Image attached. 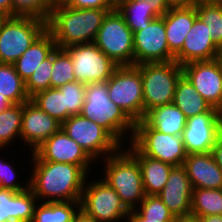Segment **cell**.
Instances as JSON below:
<instances>
[{"instance_id":"cell-1","label":"cell","mask_w":222,"mask_h":222,"mask_svg":"<svg viewBox=\"0 0 222 222\" xmlns=\"http://www.w3.org/2000/svg\"><path fill=\"white\" fill-rule=\"evenodd\" d=\"M30 154L29 188L38 201H81L90 174L79 165L42 161L34 152Z\"/></svg>"},{"instance_id":"cell-2","label":"cell","mask_w":222,"mask_h":222,"mask_svg":"<svg viewBox=\"0 0 222 222\" xmlns=\"http://www.w3.org/2000/svg\"><path fill=\"white\" fill-rule=\"evenodd\" d=\"M113 9H76L57 4L52 7L47 30L53 35L57 48L93 43L101 24Z\"/></svg>"},{"instance_id":"cell-3","label":"cell","mask_w":222,"mask_h":222,"mask_svg":"<svg viewBox=\"0 0 222 222\" xmlns=\"http://www.w3.org/2000/svg\"><path fill=\"white\" fill-rule=\"evenodd\" d=\"M81 115L105 128L122 146L131 142L133 138L135 123L110 100L107 82L86 84Z\"/></svg>"},{"instance_id":"cell-4","label":"cell","mask_w":222,"mask_h":222,"mask_svg":"<svg viewBox=\"0 0 222 222\" xmlns=\"http://www.w3.org/2000/svg\"><path fill=\"white\" fill-rule=\"evenodd\" d=\"M125 146L103 159L104 171L101 172V178L117 192L122 203L130 211L140 204L146 194L140 165Z\"/></svg>"},{"instance_id":"cell-5","label":"cell","mask_w":222,"mask_h":222,"mask_svg":"<svg viewBox=\"0 0 222 222\" xmlns=\"http://www.w3.org/2000/svg\"><path fill=\"white\" fill-rule=\"evenodd\" d=\"M141 72L145 114L158 106L173 103L175 88L183 75L175 60L135 65Z\"/></svg>"},{"instance_id":"cell-6","label":"cell","mask_w":222,"mask_h":222,"mask_svg":"<svg viewBox=\"0 0 222 222\" xmlns=\"http://www.w3.org/2000/svg\"><path fill=\"white\" fill-rule=\"evenodd\" d=\"M93 43L118 66L134 65L133 32L117 8L105 16Z\"/></svg>"},{"instance_id":"cell-7","label":"cell","mask_w":222,"mask_h":222,"mask_svg":"<svg viewBox=\"0 0 222 222\" xmlns=\"http://www.w3.org/2000/svg\"><path fill=\"white\" fill-rule=\"evenodd\" d=\"M46 29L38 18L7 17L0 26V63L14 64Z\"/></svg>"},{"instance_id":"cell-8","label":"cell","mask_w":222,"mask_h":222,"mask_svg":"<svg viewBox=\"0 0 222 222\" xmlns=\"http://www.w3.org/2000/svg\"><path fill=\"white\" fill-rule=\"evenodd\" d=\"M108 96L134 122L143 120V90L140 70L135 66H118L106 81Z\"/></svg>"},{"instance_id":"cell-9","label":"cell","mask_w":222,"mask_h":222,"mask_svg":"<svg viewBox=\"0 0 222 222\" xmlns=\"http://www.w3.org/2000/svg\"><path fill=\"white\" fill-rule=\"evenodd\" d=\"M61 128L98 163L122 147L105 128L82 115L70 116Z\"/></svg>"},{"instance_id":"cell-10","label":"cell","mask_w":222,"mask_h":222,"mask_svg":"<svg viewBox=\"0 0 222 222\" xmlns=\"http://www.w3.org/2000/svg\"><path fill=\"white\" fill-rule=\"evenodd\" d=\"M131 143L145 156L182 166L187 158L182 135L161 133L150 127L144 120L135 123Z\"/></svg>"},{"instance_id":"cell-11","label":"cell","mask_w":222,"mask_h":222,"mask_svg":"<svg viewBox=\"0 0 222 222\" xmlns=\"http://www.w3.org/2000/svg\"><path fill=\"white\" fill-rule=\"evenodd\" d=\"M89 180H86L82 192L81 210L96 222L126 220L129 210L122 203L117 192L101 178V175L99 179Z\"/></svg>"},{"instance_id":"cell-12","label":"cell","mask_w":222,"mask_h":222,"mask_svg":"<svg viewBox=\"0 0 222 222\" xmlns=\"http://www.w3.org/2000/svg\"><path fill=\"white\" fill-rule=\"evenodd\" d=\"M64 50L73 61V72L80 83L106 82L118 67L94 43L71 45Z\"/></svg>"},{"instance_id":"cell-13","label":"cell","mask_w":222,"mask_h":222,"mask_svg":"<svg viewBox=\"0 0 222 222\" xmlns=\"http://www.w3.org/2000/svg\"><path fill=\"white\" fill-rule=\"evenodd\" d=\"M133 40L134 65L175 60L166 39L165 14L153 19L145 29L133 32Z\"/></svg>"},{"instance_id":"cell-14","label":"cell","mask_w":222,"mask_h":222,"mask_svg":"<svg viewBox=\"0 0 222 222\" xmlns=\"http://www.w3.org/2000/svg\"><path fill=\"white\" fill-rule=\"evenodd\" d=\"M221 133L222 120L217 108L188 118L182 133L187 154L210 153Z\"/></svg>"},{"instance_id":"cell-15","label":"cell","mask_w":222,"mask_h":222,"mask_svg":"<svg viewBox=\"0 0 222 222\" xmlns=\"http://www.w3.org/2000/svg\"><path fill=\"white\" fill-rule=\"evenodd\" d=\"M34 153L42 161L79 165L88 174L92 172V166L97 164L62 128L41 144Z\"/></svg>"},{"instance_id":"cell-16","label":"cell","mask_w":222,"mask_h":222,"mask_svg":"<svg viewBox=\"0 0 222 222\" xmlns=\"http://www.w3.org/2000/svg\"><path fill=\"white\" fill-rule=\"evenodd\" d=\"M183 75L212 107H222V70L216 59L182 66Z\"/></svg>"},{"instance_id":"cell-17","label":"cell","mask_w":222,"mask_h":222,"mask_svg":"<svg viewBox=\"0 0 222 222\" xmlns=\"http://www.w3.org/2000/svg\"><path fill=\"white\" fill-rule=\"evenodd\" d=\"M60 128V122L43 112L31 100L23 103L20 143L23 142L25 148L29 146L31 153Z\"/></svg>"},{"instance_id":"cell-18","label":"cell","mask_w":222,"mask_h":222,"mask_svg":"<svg viewBox=\"0 0 222 222\" xmlns=\"http://www.w3.org/2000/svg\"><path fill=\"white\" fill-rule=\"evenodd\" d=\"M193 185L183 166H174L163 189L157 194L175 217L191 215Z\"/></svg>"},{"instance_id":"cell-19","label":"cell","mask_w":222,"mask_h":222,"mask_svg":"<svg viewBox=\"0 0 222 222\" xmlns=\"http://www.w3.org/2000/svg\"><path fill=\"white\" fill-rule=\"evenodd\" d=\"M218 47L210 38L206 23L198 16L185 37L182 49L175 55V61L183 66L195 61L216 59Z\"/></svg>"},{"instance_id":"cell-20","label":"cell","mask_w":222,"mask_h":222,"mask_svg":"<svg viewBox=\"0 0 222 222\" xmlns=\"http://www.w3.org/2000/svg\"><path fill=\"white\" fill-rule=\"evenodd\" d=\"M182 166L193 188L222 189V170L211 152L188 154Z\"/></svg>"},{"instance_id":"cell-21","label":"cell","mask_w":222,"mask_h":222,"mask_svg":"<svg viewBox=\"0 0 222 222\" xmlns=\"http://www.w3.org/2000/svg\"><path fill=\"white\" fill-rule=\"evenodd\" d=\"M37 203L30 188L18 193L0 187V222H32Z\"/></svg>"},{"instance_id":"cell-22","label":"cell","mask_w":222,"mask_h":222,"mask_svg":"<svg viewBox=\"0 0 222 222\" xmlns=\"http://www.w3.org/2000/svg\"><path fill=\"white\" fill-rule=\"evenodd\" d=\"M198 16L195 3L186 7H171L165 13V30L169 51L175 56Z\"/></svg>"},{"instance_id":"cell-23","label":"cell","mask_w":222,"mask_h":222,"mask_svg":"<svg viewBox=\"0 0 222 222\" xmlns=\"http://www.w3.org/2000/svg\"><path fill=\"white\" fill-rule=\"evenodd\" d=\"M125 147L138 161L146 195H157L165 186L174 167L169 163L143 155L131 142Z\"/></svg>"},{"instance_id":"cell-24","label":"cell","mask_w":222,"mask_h":222,"mask_svg":"<svg viewBox=\"0 0 222 222\" xmlns=\"http://www.w3.org/2000/svg\"><path fill=\"white\" fill-rule=\"evenodd\" d=\"M56 48L53 35L46 29L13 64L21 79L26 82L40 63Z\"/></svg>"},{"instance_id":"cell-25","label":"cell","mask_w":222,"mask_h":222,"mask_svg":"<svg viewBox=\"0 0 222 222\" xmlns=\"http://www.w3.org/2000/svg\"><path fill=\"white\" fill-rule=\"evenodd\" d=\"M143 120L155 130L170 135H182L187 122L185 114L174 103L149 110Z\"/></svg>"},{"instance_id":"cell-26","label":"cell","mask_w":222,"mask_h":222,"mask_svg":"<svg viewBox=\"0 0 222 222\" xmlns=\"http://www.w3.org/2000/svg\"><path fill=\"white\" fill-rule=\"evenodd\" d=\"M173 103L185 114L187 119L208 112L213 108L184 75L176 84Z\"/></svg>"},{"instance_id":"cell-27","label":"cell","mask_w":222,"mask_h":222,"mask_svg":"<svg viewBox=\"0 0 222 222\" xmlns=\"http://www.w3.org/2000/svg\"><path fill=\"white\" fill-rule=\"evenodd\" d=\"M80 210V201H38L34 208L32 222H73L74 217Z\"/></svg>"},{"instance_id":"cell-28","label":"cell","mask_w":222,"mask_h":222,"mask_svg":"<svg viewBox=\"0 0 222 222\" xmlns=\"http://www.w3.org/2000/svg\"><path fill=\"white\" fill-rule=\"evenodd\" d=\"M116 8L132 32L145 29L153 19L157 18L147 1L120 0Z\"/></svg>"},{"instance_id":"cell-29","label":"cell","mask_w":222,"mask_h":222,"mask_svg":"<svg viewBox=\"0 0 222 222\" xmlns=\"http://www.w3.org/2000/svg\"><path fill=\"white\" fill-rule=\"evenodd\" d=\"M23 103L12 104L0 112V149H6L21 140Z\"/></svg>"},{"instance_id":"cell-30","label":"cell","mask_w":222,"mask_h":222,"mask_svg":"<svg viewBox=\"0 0 222 222\" xmlns=\"http://www.w3.org/2000/svg\"><path fill=\"white\" fill-rule=\"evenodd\" d=\"M0 94L5 95L12 104H22L30 100L25 90V82L13 64L0 63Z\"/></svg>"},{"instance_id":"cell-31","label":"cell","mask_w":222,"mask_h":222,"mask_svg":"<svg viewBox=\"0 0 222 222\" xmlns=\"http://www.w3.org/2000/svg\"><path fill=\"white\" fill-rule=\"evenodd\" d=\"M198 17L207 24L210 38L219 48L222 46V0L196 1Z\"/></svg>"},{"instance_id":"cell-32","label":"cell","mask_w":222,"mask_h":222,"mask_svg":"<svg viewBox=\"0 0 222 222\" xmlns=\"http://www.w3.org/2000/svg\"><path fill=\"white\" fill-rule=\"evenodd\" d=\"M191 215L195 217L222 215V189L194 188Z\"/></svg>"},{"instance_id":"cell-33","label":"cell","mask_w":222,"mask_h":222,"mask_svg":"<svg viewBox=\"0 0 222 222\" xmlns=\"http://www.w3.org/2000/svg\"><path fill=\"white\" fill-rule=\"evenodd\" d=\"M30 100L43 112L55 118L61 124L67 120V108H65L64 93L58 88H48L37 92Z\"/></svg>"},{"instance_id":"cell-34","label":"cell","mask_w":222,"mask_h":222,"mask_svg":"<svg viewBox=\"0 0 222 222\" xmlns=\"http://www.w3.org/2000/svg\"><path fill=\"white\" fill-rule=\"evenodd\" d=\"M134 210L146 222H172L175 219L158 195H146Z\"/></svg>"},{"instance_id":"cell-35","label":"cell","mask_w":222,"mask_h":222,"mask_svg":"<svg viewBox=\"0 0 222 222\" xmlns=\"http://www.w3.org/2000/svg\"><path fill=\"white\" fill-rule=\"evenodd\" d=\"M51 88H59L68 82H76L73 72V61L69 54L60 48L53 52V68L51 72Z\"/></svg>"},{"instance_id":"cell-36","label":"cell","mask_w":222,"mask_h":222,"mask_svg":"<svg viewBox=\"0 0 222 222\" xmlns=\"http://www.w3.org/2000/svg\"><path fill=\"white\" fill-rule=\"evenodd\" d=\"M13 17H34L43 21H48L52 4L49 0H12Z\"/></svg>"},{"instance_id":"cell-37","label":"cell","mask_w":222,"mask_h":222,"mask_svg":"<svg viewBox=\"0 0 222 222\" xmlns=\"http://www.w3.org/2000/svg\"><path fill=\"white\" fill-rule=\"evenodd\" d=\"M53 68V53L40 63L38 68L33 72L25 82V90L31 98L37 92L51 88V72Z\"/></svg>"},{"instance_id":"cell-38","label":"cell","mask_w":222,"mask_h":222,"mask_svg":"<svg viewBox=\"0 0 222 222\" xmlns=\"http://www.w3.org/2000/svg\"><path fill=\"white\" fill-rule=\"evenodd\" d=\"M58 89L64 93L65 108H67V119L70 116L81 115L86 95V84L78 81L68 82Z\"/></svg>"},{"instance_id":"cell-39","label":"cell","mask_w":222,"mask_h":222,"mask_svg":"<svg viewBox=\"0 0 222 222\" xmlns=\"http://www.w3.org/2000/svg\"><path fill=\"white\" fill-rule=\"evenodd\" d=\"M1 158L2 157L0 155V187L10 189L18 193L26 191L29 188V179L28 182L26 181V184L24 182H17V170H15V167L13 166L11 161L8 162L5 159L3 160Z\"/></svg>"},{"instance_id":"cell-40","label":"cell","mask_w":222,"mask_h":222,"mask_svg":"<svg viewBox=\"0 0 222 222\" xmlns=\"http://www.w3.org/2000/svg\"><path fill=\"white\" fill-rule=\"evenodd\" d=\"M64 5L76 9H114L113 0H66Z\"/></svg>"},{"instance_id":"cell-41","label":"cell","mask_w":222,"mask_h":222,"mask_svg":"<svg viewBox=\"0 0 222 222\" xmlns=\"http://www.w3.org/2000/svg\"><path fill=\"white\" fill-rule=\"evenodd\" d=\"M142 1H147L149 3L151 10L154 12V14L157 17L163 16L170 9L165 0H142Z\"/></svg>"},{"instance_id":"cell-42","label":"cell","mask_w":222,"mask_h":222,"mask_svg":"<svg viewBox=\"0 0 222 222\" xmlns=\"http://www.w3.org/2000/svg\"><path fill=\"white\" fill-rule=\"evenodd\" d=\"M217 166L222 170V133L218 136L211 151Z\"/></svg>"},{"instance_id":"cell-43","label":"cell","mask_w":222,"mask_h":222,"mask_svg":"<svg viewBox=\"0 0 222 222\" xmlns=\"http://www.w3.org/2000/svg\"><path fill=\"white\" fill-rule=\"evenodd\" d=\"M0 11H2L7 17H13L12 0H0Z\"/></svg>"},{"instance_id":"cell-44","label":"cell","mask_w":222,"mask_h":222,"mask_svg":"<svg viewBox=\"0 0 222 222\" xmlns=\"http://www.w3.org/2000/svg\"><path fill=\"white\" fill-rule=\"evenodd\" d=\"M168 6L171 7H186L195 3L194 0H165Z\"/></svg>"},{"instance_id":"cell-45","label":"cell","mask_w":222,"mask_h":222,"mask_svg":"<svg viewBox=\"0 0 222 222\" xmlns=\"http://www.w3.org/2000/svg\"><path fill=\"white\" fill-rule=\"evenodd\" d=\"M197 218L199 222H222V215H207Z\"/></svg>"},{"instance_id":"cell-46","label":"cell","mask_w":222,"mask_h":222,"mask_svg":"<svg viewBox=\"0 0 222 222\" xmlns=\"http://www.w3.org/2000/svg\"><path fill=\"white\" fill-rule=\"evenodd\" d=\"M127 222H146L135 210H130L126 219Z\"/></svg>"},{"instance_id":"cell-47","label":"cell","mask_w":222,"mask_h":222,"mask_svg":"<svg viewBox=\"0 0 222 222\" xmlns=\"http://www.w3.org/2000/svg\"><path fill=\"white\" fill-rule=\"evenodd\" d=\"M73 222H96L91 217L87 216L82 210L74 217Z\"/></svg>"},{"instance_id":"cell-48","label":"cell","mask_w":222,"mask_h":222,"mask_svg":"<svg viewBox=\"0 0 222 222\" xmlns=\"http://www.w3.org/2000/svg\"><path fill=\"white\" fill-rule=\"evenodd\" d=\"M172 222H199L198 218L192 215L175 217Z\"/></svg>"},{"instance_id":"cell-49","label":"cell","mask_w":222,"mask_h":222,"mask_svg":"<svg viewBox=\"0 0 222 222\" xmlns=\"http://www.w3.org/2000/svg\"><path fill=\"white\" fill-rule=\"evenodd\" d=\"M11 105L12 103L5 97V95L0 94V112Z\"/></svg>"},{"instance_id":"cell-50","label":"cell","mask_w":222,"mask_h":222,"mask_svg":"<svg viewBox=\"0 0 222 222\" xmlns=\"http://www.w3.org/2000/svg\"><path fill=\"white\" fill-rule=\"evenodd\" d=\"M216 60L219 63L220 68L222 70V46L218 48L217 55H216Z\"/></svg>"},{"instance_id":"cell-51","label":"cell","mask_w":222,"mask_h":222,"mask_svg":"<svg viewBox=\"0 0 222 222\" xmlns=\"http://www.w3.org/2000/svg\"><path fill=\"white\" fill-rule=\"evenodd\" d=\"M49 1L52 4V6H54V5H57V4L64 3L66 0H49Z\"/></svg>"},{"instance_id":"cell-52","label":"cell","mask_w":222,"mask_h":222,"mask_svg":"<svg viewBox=\"0 0 222 222\" xmlns=\"http://www.w3.org/2000/svg\"><path fill=\"white\" fill-rule=\"evenodd\" d=\"M6 18H7V16L2 11H0V26Z\"/></svg>"},{"instance_id":"cell-53","label":"cell","mask_w":222,"mask_h":222,"mask_svg":"<svg viewBox=\"0 0 222 222\" xmlns=\"http://www.w3.org/2000/svg\"><path fill=\"white\" fill-rule=\"evenodd\" d=\"M219 116H220V119L222 120V107L219 109Z\"/></svg>"},{"instance_id":"cell-54","label":"cell","mask_w":222,"mask_h":222,"mask_svg":"<svg viewBox=\"0 0 222 222\" xmlns=\"http://www.w3.org/2000/svg\"><path fill=\"white\" fill-rule=\"evenodd\" d=\"M116 4L120 1V0H113Z\"/></svg>"}]
</instances>
